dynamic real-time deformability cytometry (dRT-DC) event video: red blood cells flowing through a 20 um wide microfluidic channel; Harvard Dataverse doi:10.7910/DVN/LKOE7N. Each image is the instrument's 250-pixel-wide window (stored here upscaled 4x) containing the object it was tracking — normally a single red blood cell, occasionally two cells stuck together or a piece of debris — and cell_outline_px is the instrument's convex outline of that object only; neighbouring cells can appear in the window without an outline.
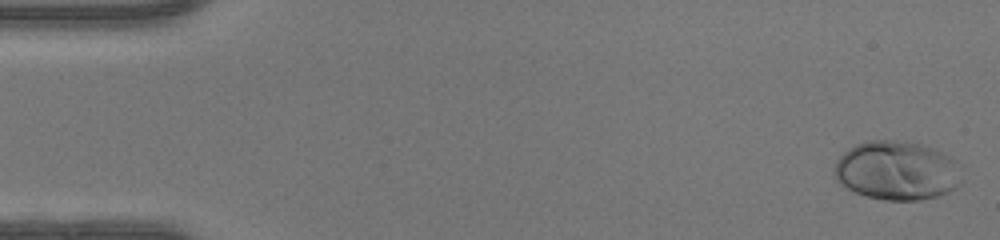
{"species": "human", "species_latin": "Homo sapiens", "temperature_condition": "warm", "stored_images_in_passage": 48, "camera_frame_rate_fps": 3000, "um_per_image_px": 0.085, "donor": {"sex": "female"}, "frame": {"image": 1, "passage_image": 1, "time_ms": 0.0, "image_size_px": [1000, 240], "cell_outline_px": [[964, 180], [956, 188], [948, 192], [936, 196], [920, 200], [884, 200], [868, 196], [856, 192], [840, 184], [836, 180], [832, 172], [836, 160], [848, 148], [864, 140], [896, 140], [924, 144], [948, 156], [952, 160]], "centroid_in_image_um": [76.19, 14.49], "position_along_channel_um": 8.8, "area_um2": 43.93}}
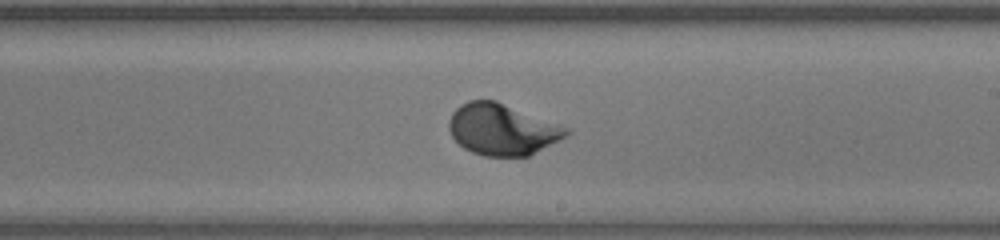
{"frame": {"image": 2, "passage_image": 28, "time_ms": 9.0, "image_size_px": [1000, 240], "cell_outline_px": [[572, 132], [560, 140], [528, 156], [484, 156], [472, 152], [464, 148], [452, 136], [448, 128], [448, 120], [452, 112], [460, 104], [468, 100], [496, 100], [572, 128]], "centroid_in_image_um": [42.71, 10.99], "position_along_channel_um": 246.3, "area_um2": 35.43}}
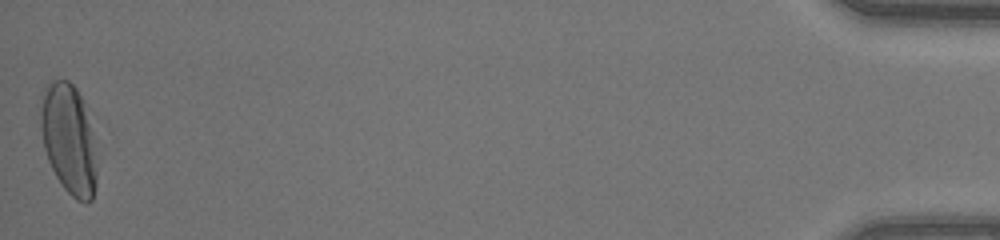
{"frame": {"image": 3, "passage_image": 48, "time_ms": 15.667, "image_size_px": [1000, 240], "cell_outline_px": [[96, 184], [92, 200], [88, 204], [76, 200], [64, 188], [56, 176], [48, 160], [44, 148], [40, 128], [40, 108], [44, 88], [52, 80], [68, 80], [76, 88], [84, 104], [92, 132], [96, 172]], "centroid_in_image_um": [5.83, 11.84], "position_along_channel_um": 429.4, "area_um2": 35.84}, "authors_computed_cell_mechanics": {"area_um2": 34.5066, "velocity_mm_per_s": 4.2703, "shape_relaxation_time_tau1_ms": 2.398, "shape_relaxation_time_tau2_ms": null, "deformation_change_tau1": 0.1744, "deformation_change_tau2": null}}